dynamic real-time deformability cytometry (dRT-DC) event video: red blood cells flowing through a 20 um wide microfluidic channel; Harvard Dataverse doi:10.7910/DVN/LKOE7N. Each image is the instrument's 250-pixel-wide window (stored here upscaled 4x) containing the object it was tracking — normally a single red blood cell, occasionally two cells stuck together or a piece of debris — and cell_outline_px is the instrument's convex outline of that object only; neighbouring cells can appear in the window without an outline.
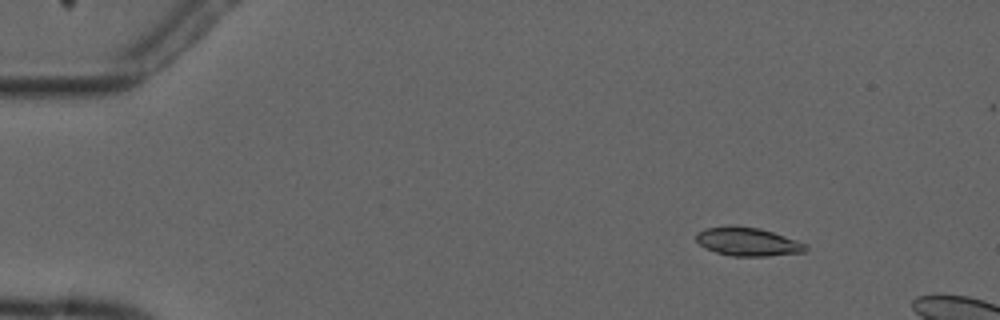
{"species": "common noctule bat (a hibernating species)", "species_latin": "Nyctalus noctula", "temperature_condition": "cold", "stored_images_in_passage": 3, "camera_frame_rate_fps": 3000, "um_per_image_px": 0.085, "animal": {"sex": "male", "forearm_length_mm": 52.5}, "frame": {"image": 1, "passage_image": 1, "time_ms": 0.0, "image_size_px": [1000, 320], "cell_outline_px": [[808, 248], [804, 252], [768, 256], [732, 256], [716, 252], [704, 248], [696, 240], [696, 232], [704, 228], [728, 224], [760, 228], [808, 244]], "centroid_in_image_um": [63.52, 20.53], "position_along_channel_um": 21.5, "area_um2": 18.44}}